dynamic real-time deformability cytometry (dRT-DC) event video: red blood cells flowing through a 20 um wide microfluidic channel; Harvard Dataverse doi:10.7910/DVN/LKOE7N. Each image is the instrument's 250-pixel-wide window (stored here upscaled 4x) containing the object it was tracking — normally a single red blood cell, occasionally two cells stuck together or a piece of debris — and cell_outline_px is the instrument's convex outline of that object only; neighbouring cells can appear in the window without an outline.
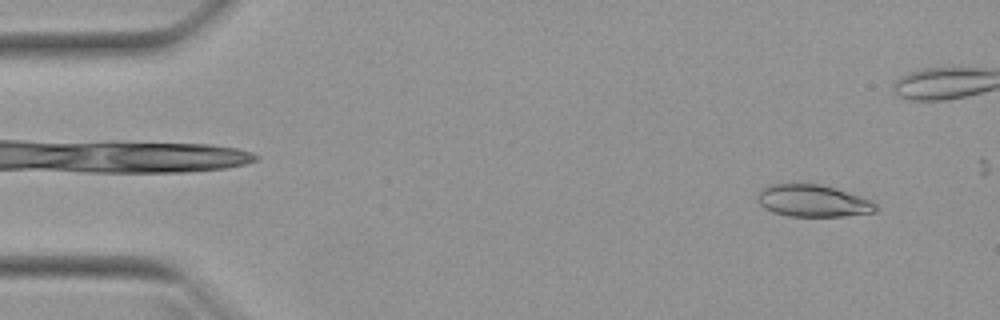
{"species": "Egyptian fruit bat (a non-hibernating species)", "species_latin": "Rousettus aegyptiacus", "temperature_condition": "warm", "stored_images_in_passage": 14, "camera_frame_rate_fps": 3000, "um_per_image_px": 0.085, "animal": {"sex": "female"}, "frame": {"image": 1, "passage_image": 3, "time_ms": 0.667, "image_size_px": [1000, 320], "cell_outline_px": [[876, 212], [844, 216], [788, 216], [772, 212], [764, 208], [756, 200], [756, 196], [760, 188], [768, 184], [820, 184], [860, 196], [872, 200], [876, 204]], "centroid_in_image_um": [69.04, 17.07], "position_along_channel_um": 16.0, "area_um2": 22.2}}